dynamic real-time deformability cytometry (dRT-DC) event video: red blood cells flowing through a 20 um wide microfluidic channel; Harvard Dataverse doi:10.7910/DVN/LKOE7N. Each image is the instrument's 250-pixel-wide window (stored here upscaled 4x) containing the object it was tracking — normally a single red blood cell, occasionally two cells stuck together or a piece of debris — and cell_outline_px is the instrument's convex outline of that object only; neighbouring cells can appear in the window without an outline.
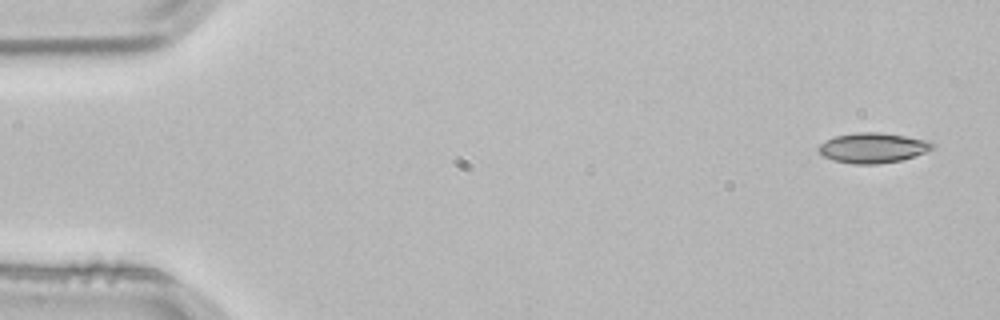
{"species": "common noctule bat (a hibernating species)", "species_latin": "Nyctalus noctula", "temperature_condition": "room temperature", "stored_images_in_passage": 4, "camera_frame_rate_fps": 3000, "um_per_image_px": 0.085, "animal": {"sex": "male", "body_mass_g": 21.5, "forearm_length_mm": 52.0}, "frame": {"image": 1, "passage_image": 4, "time_ms": 1.0, "image_size_px": [1000, 320], "cell_outline_px": [[936, 144], [932, 148], [924, 152], [900, 160], [880, 164], [852, 164], [832, 160], [824, 156], [816, 148], [820, 144], [836, 136], [856, 132], [880, 132], [904, 136], [924, 140]], "centroid_in_image_um": [74.15, 12.57], "position_along_channel_um": 10.9, "area_um2": 19.71}}